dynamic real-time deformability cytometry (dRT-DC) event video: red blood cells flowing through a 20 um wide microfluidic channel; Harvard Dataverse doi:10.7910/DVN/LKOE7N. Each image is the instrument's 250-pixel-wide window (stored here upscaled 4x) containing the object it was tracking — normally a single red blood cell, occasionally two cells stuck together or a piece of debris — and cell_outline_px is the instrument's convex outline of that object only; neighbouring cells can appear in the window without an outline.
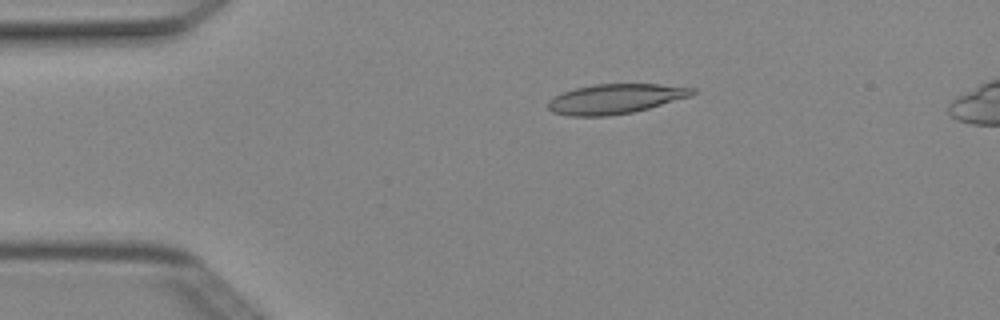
{"species": "Egyptian fruit bat (a non-hibernating species)", "species_latin": "Rousettus aegyptiacus", "temperature_condition": "cold", "stored_images_in_passage": 5, "segment_of_instrument_passage": [1, 2], "camera_frame_rate_fps": 3000, "um_per_image_px": 0.085, "animal": {"sex": "female"}, "frame": {"image": 1, "passage_image": 3, "time_ms": 0.667, "image_size_px": [1000, 320], "cell_outline_px": [[696, 92], [692, 96], [648, 108], [632, 112], [608, 116], [568, 116], [552, 112], [548, 108], [548, 100], [564, 92], [576, 88], [596, 84], [660, 84], [696, 88]], "centroid_in_image_um": [52.32, 8.4], "position_along_channel_um": 32.7, "area_um2": 24.97}}